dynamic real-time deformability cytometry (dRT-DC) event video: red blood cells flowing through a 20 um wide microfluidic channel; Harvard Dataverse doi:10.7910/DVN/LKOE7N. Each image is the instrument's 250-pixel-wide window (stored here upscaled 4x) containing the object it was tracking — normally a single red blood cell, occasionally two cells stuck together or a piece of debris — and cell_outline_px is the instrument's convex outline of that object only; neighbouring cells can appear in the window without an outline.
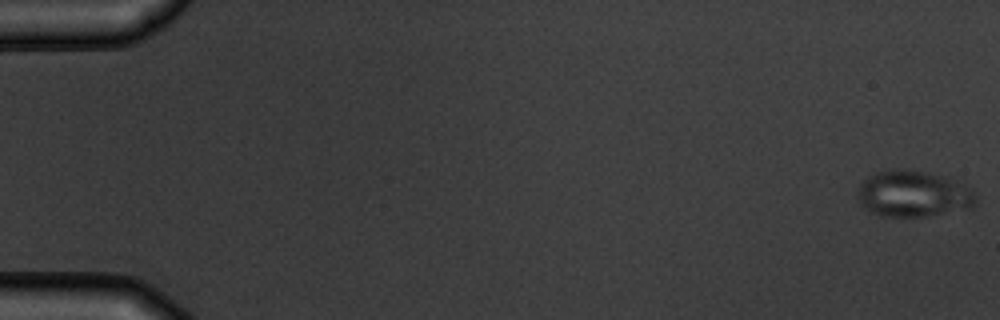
{"species": "common noctule bat (a hibernating species)", "species_latin": "Nyctalus noctula", "temperature_condition": "warm", "stored_images_in_passage": 5, "camera_frame_rate_fps": 3000, "um_per_image_px": 0.085, "animal": {"sex": "male", "body_mass_g": 19.5, "forearm_length_mm": 54.6}, "frame": {"image": 1, "passage_image": 1, "time_ms": 0.0, "image_size_px": [1000, 320], "cell_outline_px": [[976, 200], [972, 208], [924, 216], [880, 216], [864, 208], [860, 200], [860, 184], [868, 176], [876, 172], [892, 168], [900, 168], [948, 176], [972, 188], [976, 192]], "centroid_in_image_um": [77.69, 16.46], "position_along_channel_um": 7.3, "area_um2": 31.96}}